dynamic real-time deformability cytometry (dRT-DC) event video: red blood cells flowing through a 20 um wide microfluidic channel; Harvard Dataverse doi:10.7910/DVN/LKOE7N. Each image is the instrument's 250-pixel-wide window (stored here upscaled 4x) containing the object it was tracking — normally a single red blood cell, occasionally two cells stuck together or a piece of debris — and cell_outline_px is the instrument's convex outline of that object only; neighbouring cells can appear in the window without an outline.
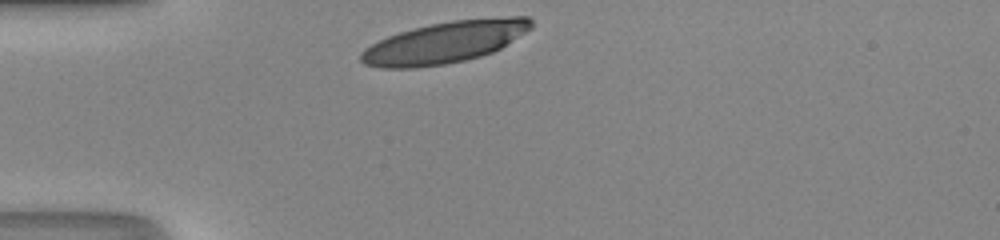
{"species": "human", "species_latin": "Homo sapiens", "temperature_condition": "room temperature", "stored_images_in_passage": 27, "camera_frame_rate_fps": 3000, "um_per_image_px": 0.085, "donor": {"sex": "male"}, "frame": {"image": 1, "passage_image": 1, "time_ms": 0.0, "image_size_px": [1000, 240], "cell_outline_px": [[532, 28], [500, 48], [492, 52], [480, 56], [464, 60], [444, 64], [416, 68], [380, 68], [364, 64], [360, 60], [360, 52], [364, 48], [388, 36], [400, 32], [432, 24], [452, 20], [508, 16], [528, 16], [532, 20]], "centroid_in_image_um": [37.81, 3.6], "position_along_channel_um": 47.2, "area_um2": 41.04}}
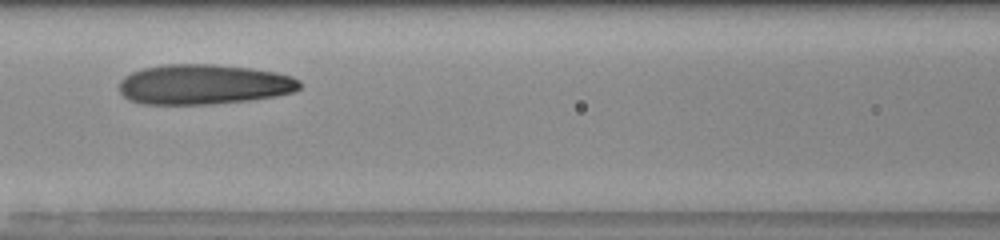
{"frame": {"image": 2, "passage_image": 10, "time_ms": 3.0, "image_size_px": [1000, 240], "cell_outline_px": [[300, 88], [292, 92], [272, 96], [248, 100], [212, 104], [140, 104], [128, 100], [120, 92], [120, 80], [124, 76], [132, 72], [144, 68], [164, 64], [216, 64], [248, 68], [276, 72], [292, 76], [300, 80]], "centroid_in_image_um": [17.28, 7.17], "position_along_channel_um": 149.3, "area_um2": 42.14}}
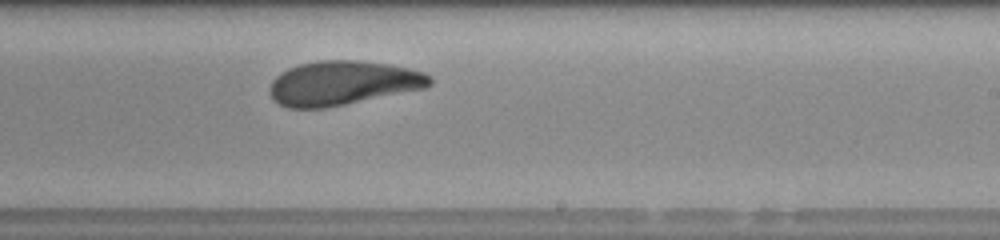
{"frame": {"image": 3, "passage_image": 18, "time_ms": 5.667, "image_size_px": [1000, 240], "cell_outline_px": [[432, 84], [424, 88], [324, 108], [288, 108], [272, 100], [268, 92], [268, 88], [272, 80], [280, 72], [288, 68], [300, 64], [316, 60], [360, 60], [392, 64], [424, 72], [432, 76]], "centroid_in_image_um": [29.1, 7.04], "position_along_channel_um": 259.9, "area_um2": 41.5}, "authors_computed_cell_mechanics": {"area_um2": 41.6738, "velocity_mm_per_s": 4.171, "shape_relaxation_time_tau1_ms": 3.8949, "shape_relaxation_time_tau2_ms": 1.1945, "deformation_change_tau1": 0.1664, "deformation_change_tau2": 0.0735}}